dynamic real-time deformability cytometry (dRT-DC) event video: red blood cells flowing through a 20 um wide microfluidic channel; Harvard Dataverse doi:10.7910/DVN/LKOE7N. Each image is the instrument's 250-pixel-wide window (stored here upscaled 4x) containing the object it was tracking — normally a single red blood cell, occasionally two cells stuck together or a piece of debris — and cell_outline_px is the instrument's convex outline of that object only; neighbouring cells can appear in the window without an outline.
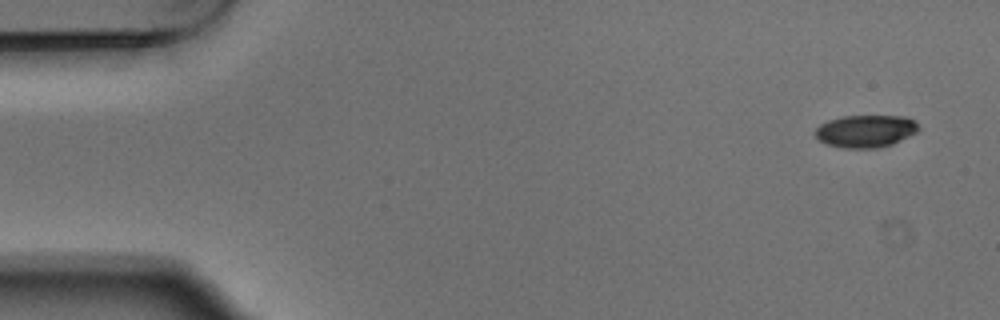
{"species": "Egyptian fruit bat (a non-hibernating species)", "species_latin": "Rousettus aegyptiacus", "temperature_condition": "warm", "stored_images_in_passage": 4, "camera_frame_rate_fps": 3000, "um_per_image_px": 0.085, "animal": {"sex": "male"}, "frame": {"image": 1, "passage_image": 1, "time_ms": 0.0, "image_size_px": [1000, 320], "cell_outline_px": [[920, 128], [916, 132], [892, 144], [876, 148], [848, 148], [824, 144], [816, 136], [816, 128], [820, 124], [828, 120], [844, 116], [904, 116], [916, 120]], "centroid_in_image_um": [73.59, 11.14], "position_along_channel_um": 11.4, "area_um2": 19.48}}